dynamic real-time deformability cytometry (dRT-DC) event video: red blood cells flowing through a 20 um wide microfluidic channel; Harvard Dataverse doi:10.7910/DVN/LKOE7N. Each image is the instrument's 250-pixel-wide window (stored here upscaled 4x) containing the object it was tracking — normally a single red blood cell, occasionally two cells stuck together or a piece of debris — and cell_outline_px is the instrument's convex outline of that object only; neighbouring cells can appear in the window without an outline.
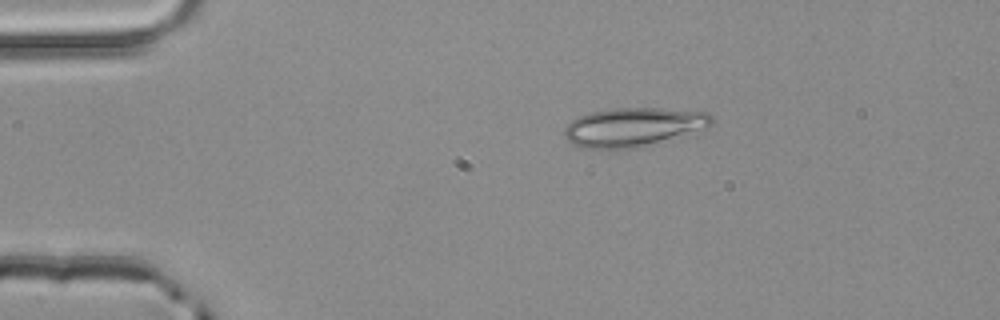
{"species": "common noctule bat (a hibernating species)", "species_latin": "Nyctalus noctula", "temperature_condition": "room temperature", "stored_images_in_passage": 3, "segment_of_instrument_passage": [1, 2], "camera_frame_rate_fps": 3000, "um_per_image_px": 0.085, "animal": {"sex": "male", "body_mass_g": 20.4}, "frame": {"image": 1, "passage_image": 1, "time_ms": 0.0, "image_size_px": [1000, 320], "cell_outline_px": [[712, 124], [688, 136], [636, 148], [584, 148], [572, 144], [564, 136], [564, 128], [572, 120], [580, 116], [592, 112], [612, 108], [660, 108], [708, 112], [712, 116]], "centroid_in_image_um": [53.88, 10.8], "position_along_channel_um": 31.1, "area_um2": 33.58}}